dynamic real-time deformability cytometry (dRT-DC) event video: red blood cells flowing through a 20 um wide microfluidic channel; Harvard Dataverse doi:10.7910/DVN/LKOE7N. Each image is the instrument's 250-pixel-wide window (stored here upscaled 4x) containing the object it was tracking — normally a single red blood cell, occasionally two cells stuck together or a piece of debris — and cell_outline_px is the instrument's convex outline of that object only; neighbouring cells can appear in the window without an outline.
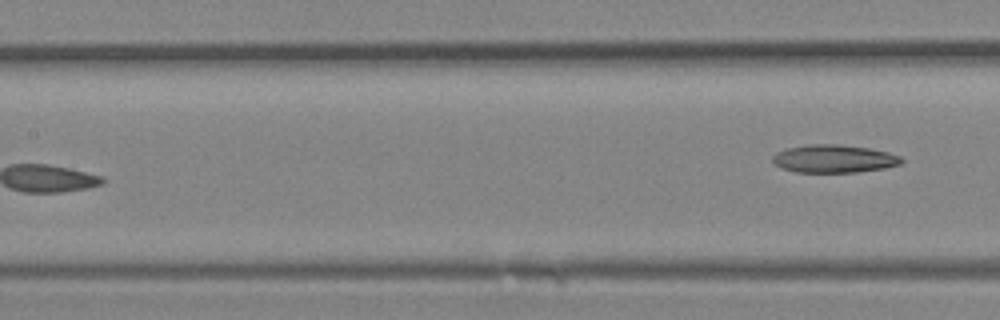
{"species": "Egyptian fruit bat (a non-hibernating species)", "species_latin": "Rousettus aegyptiacus", "temperature_condition": "room temperature", "stored_images_in_passage": 15, "segment_of_instrument_passage": [2, 2], "camera_frame_rate_fps": 3000, "um_per_image_px": 0.085, "animal": {"sex": "female"}, "frame": {"image": 1, "passage_image": 15, "time_ms": 4.667, "image_size_px": [1000, 320], "cell_outline_px": [[904, 160], [900, 164], [884, 168], [856, 172], [796, 172], [780, 168], [772, 164], [772, 156], [776, 152], [788, 148], [812, 144], [840, 144], [868, 148], [888, 152], [900, 156]], "centroid_in_image_um": [70.85, 13.49], "position_along_channel_um": 136.5, "area_um2": 21.04}}